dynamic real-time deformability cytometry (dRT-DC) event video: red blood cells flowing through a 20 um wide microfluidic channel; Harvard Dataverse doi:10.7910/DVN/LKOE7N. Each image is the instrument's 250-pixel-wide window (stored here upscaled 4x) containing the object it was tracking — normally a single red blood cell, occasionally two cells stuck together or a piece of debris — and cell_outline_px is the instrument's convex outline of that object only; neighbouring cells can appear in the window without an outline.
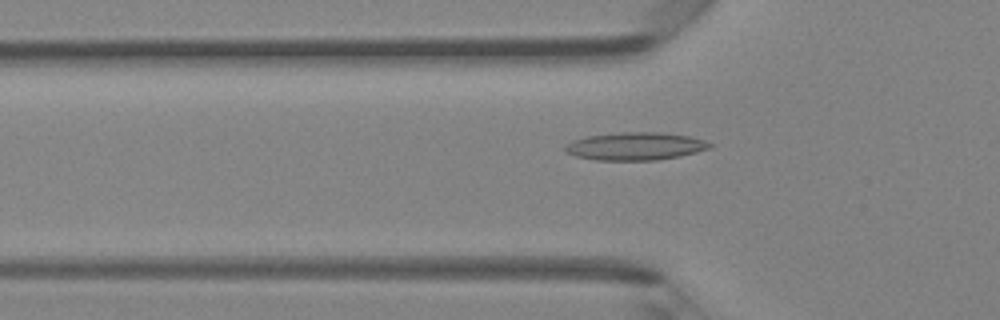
{"species": "Egyptian fruit bat (a non-hibernating species)", "species_latin": "Rousettus aegyptiacus", "temperature_condition": "room temperature", "stored_images_in_passage": 48, "camera_frame_rate_fps": 3000, "um_per_image_px": 0.085, "animal": {"sex": "female"}, "frame": {"image": 1, "passage_image": 16, "time_ms": 5.0, "image_size_px": [1000, 320], "cell_outline_px": [[712, 148], [680, 156], [656, 160], [596, 160], [576, 156], [564, 152], [564, 144], [572, 140], [588, 136], [620, 132], [660, 132], [688, 136], [704, 140], [712, 144]], "centroid_in_image_um": [53.98, 12.43], "position_along_channel_um": 71.8, "area_um2": 23.52}}
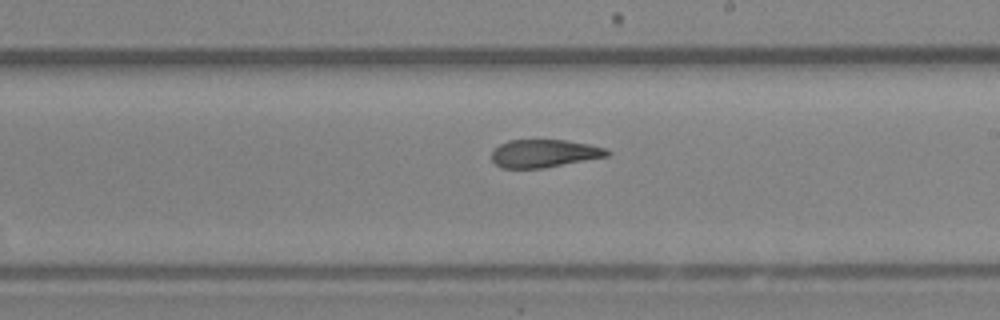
{"frame": {"image": 2, "passage_image": 28, "time_ms": 9.0, "image_size_px": [1000, 320], "cell_outline_px": [[612, 152], [608, 156], [544, 168], [500, 168], [492, 160], [492, 148], [508, 140], [564, 140], [588, 144], [608, 148]], "centroid_in_image_um": [46.25, 13.04], "position_along_channel_um": 242.7, "area_um2": 18.9}}
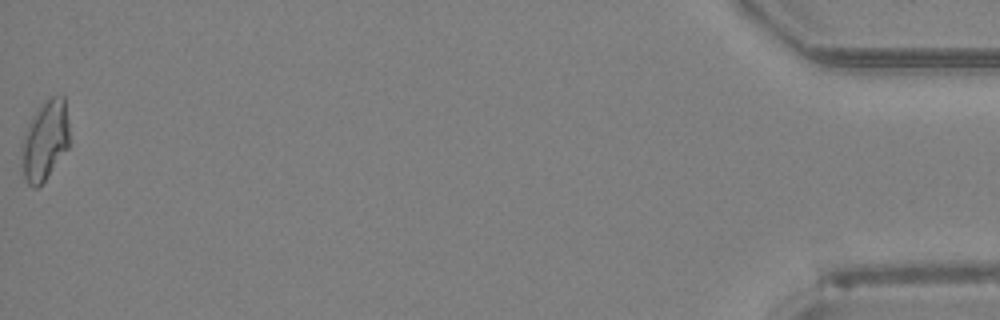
{"frame": {"image": 3, "passage_image": 48, "time_ms": 15.667, "image_size_px": [1000, 320], "cell_outline_px": [[68, 148], [44, 180], [36, 188], [32, 188], [28, 184], [24, 176], [20, 148], [20, 144], [28, 124], [36, 108], [44, 100], [52, 96], [64, 96], [68, 120]], "centroid_in_image_um": [3.8, 11.9], "position_along_channel_um": 431.4, "area_um2": 22.2}, "authors_computed_cell_mechanics": {"area_um2": 20.6057, "velocity_mm_per_s": 4.2805, "shape_relaxation_time_tau1_ms": null, "shape_relaxation_time_tau2_ms": 2.5263, "deformation_change_tau1": null, "deformation_change_tau2": 0.1264}}